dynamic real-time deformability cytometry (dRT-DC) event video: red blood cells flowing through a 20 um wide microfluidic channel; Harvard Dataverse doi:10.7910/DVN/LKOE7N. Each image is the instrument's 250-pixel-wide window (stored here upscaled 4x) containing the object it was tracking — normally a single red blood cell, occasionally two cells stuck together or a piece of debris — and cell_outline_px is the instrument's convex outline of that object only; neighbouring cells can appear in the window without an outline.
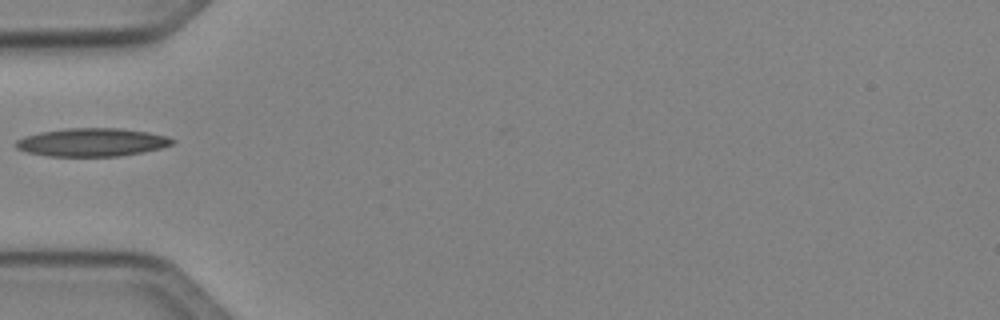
{"species": "Egyptian fruit bat (a non-hibernating species)", "species_latin": "Rousettus aegyptiacus", "temperature_condition": "cold", "stored_images_in_passage": 1, "camera_frame_rate_fps": 3000, "um_per_image_px": 0.085, "animal": {"sex": "female"}, "frame": {"image": 1, "passage_image": 1, "time_ms": 0.0, "image_size_px": [1000, 320], "cell_outline_px": [[176, 140], [172, 144], [160, 148], [144, 152], [120, 156], [48, 156], [28, 152], [16, 148], [12, 144], [16, 140], [24, 136], [40, 132], [64, 128], [120, 128], [148, 132], [168, 136]], "centroid_in_image_um": [7.8, 12.09], "position_along_channel_um": 77.2, "area_um2": 25.89}}